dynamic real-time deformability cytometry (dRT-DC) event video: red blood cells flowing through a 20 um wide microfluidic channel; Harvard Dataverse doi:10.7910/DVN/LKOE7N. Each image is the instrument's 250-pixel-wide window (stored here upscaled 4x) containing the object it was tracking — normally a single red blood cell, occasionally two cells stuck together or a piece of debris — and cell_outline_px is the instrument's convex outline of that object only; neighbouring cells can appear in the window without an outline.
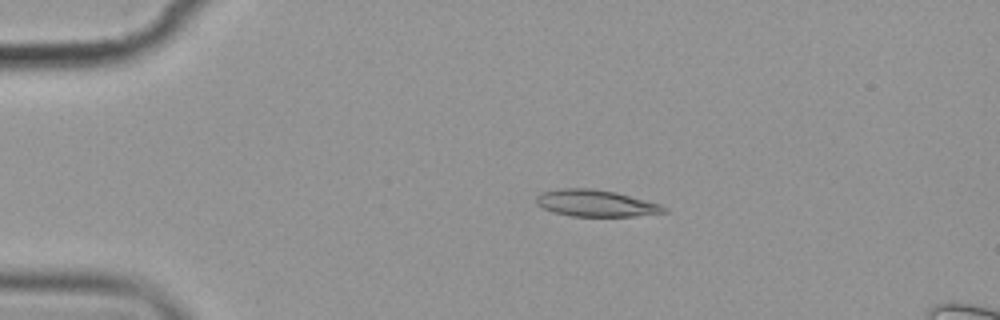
{"species": "common noctule bat (a hibernating species)", "species_latin": "Nyctalus noctula", "temperature_condition": "cold", "stored_images_in_passage": 5, "camera_frame_rate_fps": 3000, "um_per_image_px": 0.085, "animal": {"sex": "female", "body_mass_g": 19.9}, "frame": {"image": 1, "passage_image": 3, "time_ms": 2.333, "image_size_px": [1000, 320], "cell_outline_px": [[668, 212], [632, 216], [572, 216], [556, 212], [544, 208], [536, 204], [536, 196], [540, 192], [560, 188], [588, 188], [616, 192], [660, 204], [668, 208]], "centroid_in_image_um": [50.64, 17.27], "position_along_channel_um": 34.4, "area_um2": 19.77}}
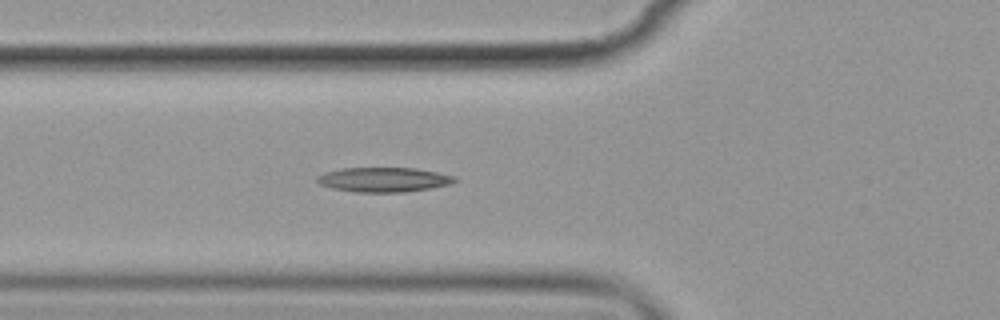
{"frame": {"image": 2, "passage_image": 5, "time_ms": 5.333, "image_size_px": [1000, 320], "cell_outline_px": [[460, 180], [448, 184], [428, 188], [404, 192], [356, 192], [332, 188], [320, 184], [316, 180], [316, 176], [324, 172], [340, 168], [416, 168], [456, 176]], "centroid_in_image_um": [32.59, 15.26], "position_along_channel_um": 93.2, "area_um2": 19.71}}